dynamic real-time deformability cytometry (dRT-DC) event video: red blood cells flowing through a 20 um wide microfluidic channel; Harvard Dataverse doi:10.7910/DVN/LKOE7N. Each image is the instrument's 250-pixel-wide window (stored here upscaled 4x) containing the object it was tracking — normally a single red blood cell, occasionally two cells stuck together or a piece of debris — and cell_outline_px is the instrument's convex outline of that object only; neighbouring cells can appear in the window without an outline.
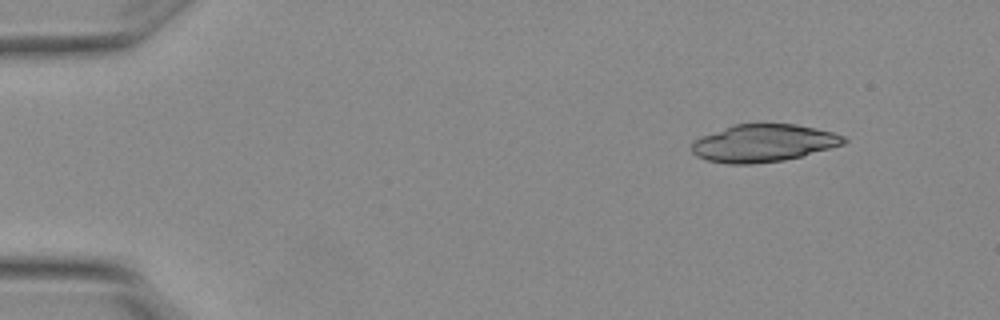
{"species": "Egyptian fruit bat (a non-hibernating species)", "species_latin": "Rousettus aegyptiacus", "temperature_condition": "warm", "stored_images_in_passage": 4, "segment_of_instrument_passage": [2, 2], "camera_frame_rate_fps": 3000, "um_per_image_px": 0.085, "animal": {"sex": "female"}, "frame": {"image": 1, "passage_image": 4, "time_ms": 1.0, "image_size_px": [1000, 320], "cell_outline_px": [[848, 140], [844, 144], [832, 148], [784, 160], [752, 164], [728, 164], [708, 160], [696, 156], [692, 152], [692, 144], [700, 136], [732, 124], [796, 124], [832, 132], [844, 136]], "centroid_in_image_um": [64.88, 12.16], "position_along_channel_um": 20.1, "area_um2": 33.23}}